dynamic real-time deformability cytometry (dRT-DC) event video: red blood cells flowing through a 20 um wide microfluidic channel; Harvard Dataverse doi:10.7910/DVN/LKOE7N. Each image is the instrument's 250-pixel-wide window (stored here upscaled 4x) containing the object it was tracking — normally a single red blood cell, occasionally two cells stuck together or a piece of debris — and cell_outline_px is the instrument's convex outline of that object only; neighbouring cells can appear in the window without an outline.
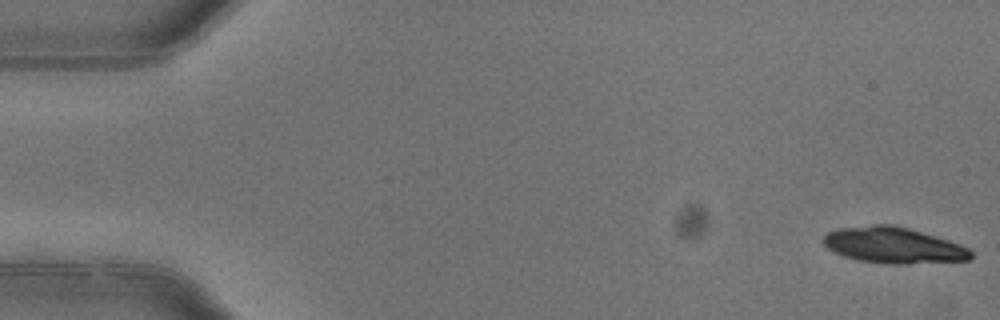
{"species": "common noctule bat (a hibernating species)", "species_latin": "Nyctalus noctula", "temperature_condition": "warm", "stored_images_in_passage": 5, "camera_frame_rate_fps": 3000, "um_per_image_px": 0.085, "animal": {"sex": "female"}, "frame": {"image": 1, "passage_image": 1, "time_ms": 0.0, "image_size_px": [1000, 320], "cell_outline_px": [[972, 260], [908, 264], [888, 264], [856, 260], [844, 256], [828, 248], [824, 244], [824, 236], [828, 232], [836, 228], [872, 224], [892, 224], [908, 228], [948, 240], [960, 244], [968, 248], [972, 252]], "centroid_in_image_um": [75.95, 20.85], "position_along_channel_um": 9.1, "area_um2": 31.1}}
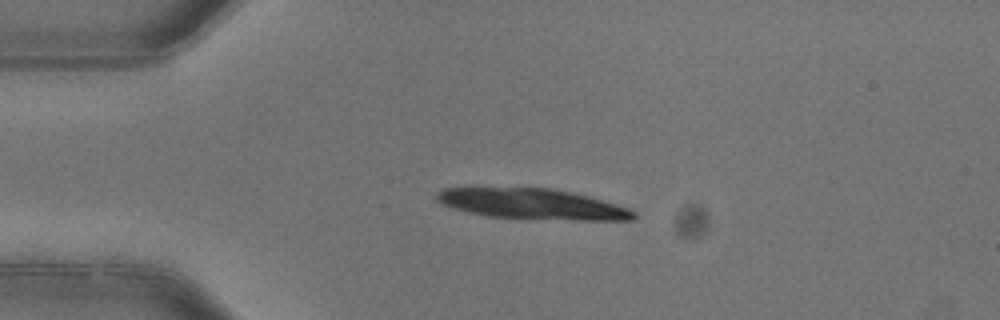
{"frame": {"image": 2, "passage_image": 4, "time_ms": 1.0, "image_size_px": [1000, 320], "cell_outline_px": [[636, 216], [632, 220], [580, 220], [488, 216], [468, 212], [444, 204], [436, 200], [436, 192], [444, 188], [548, 188], [572, 192], [588, 196], [632, 208], [636, 212]], "centroid_in_image_um": [45.32, 17.33], "position_along_channel_um": 39.7, "area_um2": 34.62}}